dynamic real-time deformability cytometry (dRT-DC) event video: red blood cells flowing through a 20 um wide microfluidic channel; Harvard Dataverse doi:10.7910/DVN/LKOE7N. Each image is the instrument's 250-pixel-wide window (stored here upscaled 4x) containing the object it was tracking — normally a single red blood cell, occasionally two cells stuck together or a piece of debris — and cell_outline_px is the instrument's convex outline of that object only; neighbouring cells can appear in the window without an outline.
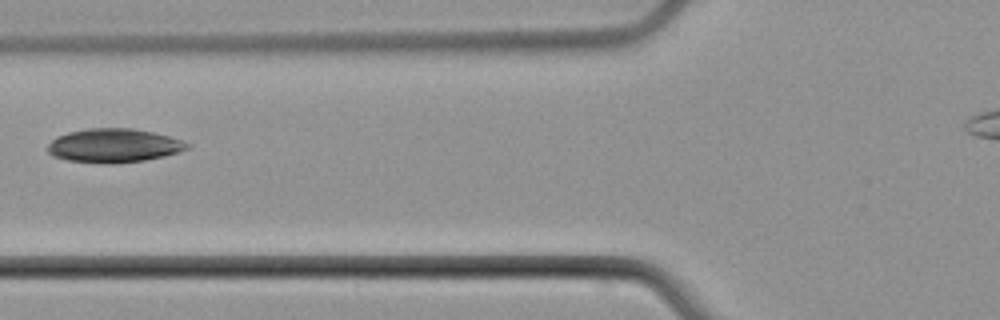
{"species": "common noctule bat (a hibernating species)", "species_latin": "Nyctalus noctula", "temperature_condition": "cold", "stored_images_in_passage": 2, "camera_frame_rate_fps": 3000, "um_per_image_px": 0.085, "animal": {"sex": "male", "body_mass_g": 21.5, "forearm_length_mm": 52.0}, "frame": {"image": 1, "passage_image": 2, "time_ms": 1.333, "image_size_px": [1000, 320], "cell_outline_px": [[192, 148], [164, 156], [144, 160], [68, 160], [52, 156], [48, 152], [48, 144], [56, 136], [68, 132], [88, 128], [132, 128], [152, 132], [184, 140], [192, 144]], "centroid_in_image_um": [9.73, 12.31], "position_along_channel_um": 116.1, "area_um2": 26.53}}